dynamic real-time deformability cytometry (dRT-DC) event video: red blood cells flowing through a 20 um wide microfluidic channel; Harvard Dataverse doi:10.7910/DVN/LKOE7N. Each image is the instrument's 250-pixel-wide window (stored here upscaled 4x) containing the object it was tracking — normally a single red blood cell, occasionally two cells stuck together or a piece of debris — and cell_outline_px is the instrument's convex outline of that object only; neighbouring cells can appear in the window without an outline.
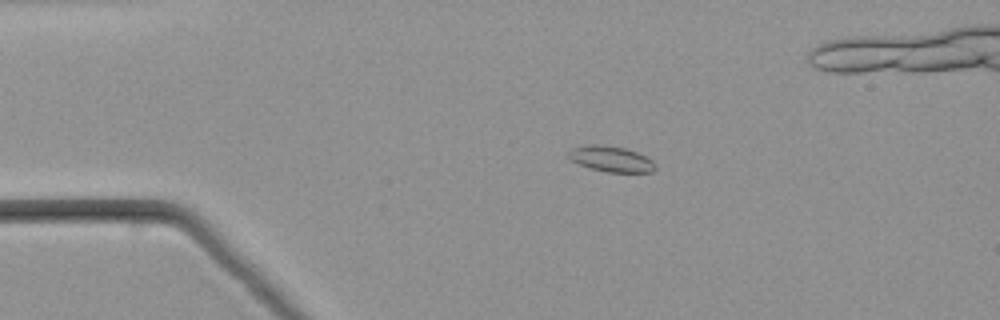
{"species": "common noctule bat (a hibernating species)", "species_latin": "Nyctalus noctula", "temperature_condition": "warm", "stored_images_in_passage": 54, "camera_frame_rate_fps": 3000, "um_per_image_px": 0.085, "animal": {"sex": "male", "body_mass_g": 21.5, "forearm_length_mm": 52.0}, "frame": {"image": 1, "passage_image": 12, "time_ms": 3.667, "image_size_px": [1000, 320], "cell_outline_px": [[656, 168], [652, 172], [608, 172], [588, 168], [572, 160], [568, 156], [568, 152], [572, 148], [592, 144], [600, 144], [624, 148], [636, 152], [652, 160], [656, 164]], "centroid_in_image_um": [51.95, 13.51], "position_along_channel_um": 33.1, "area_um2": 12.89}}
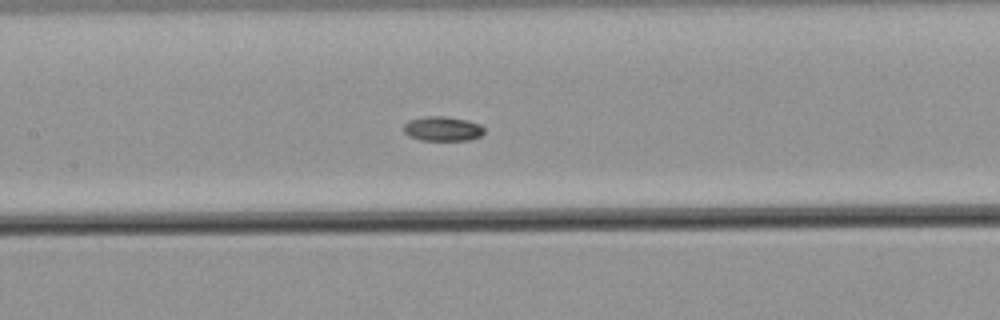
{"frame": {"image": 2, "passage_image": 26, "time_ms": 8.333, "image_size_px": [1000, 320], "cell_outline_px": [[484, 132], [480, 136], [468, 140], [420, 140], [408, 136], [404, 132], [404, 124], [408, 120], [428, 116], [444, 116], [468, 120], [480, 124], [484, 128]], "centroid_in_image_um": [37.61, 10.94], "position_along_channel_um": 169.8, "area_um2": 11.56}}
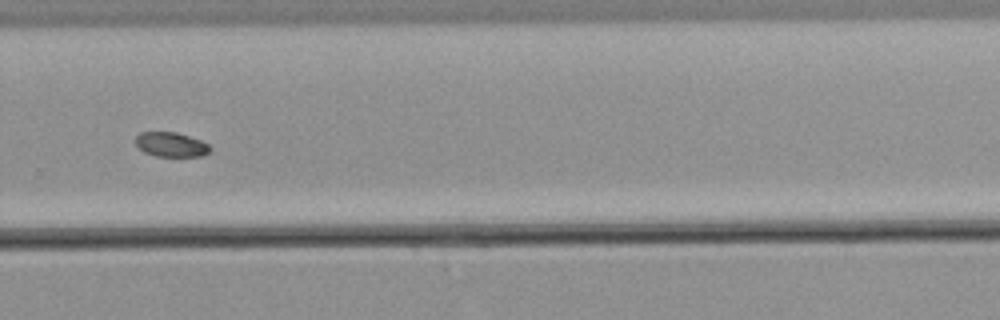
{"frame": {"image": 3, "passage_image": 37, "time_ms": 12.0, "image_size_px": [1000, 320], "cell_outline_px": [[212, 148], [208, 152], [200, 156], [156, 156], [144, 152], [136, 144], [136, 136], [140, 132], [176, 132], [200, 140], [208, 144]], "centroid_in_image_um": [14.53, 12.28], "position_along_channel_um": 315.3, "area_um2": 10.52}}